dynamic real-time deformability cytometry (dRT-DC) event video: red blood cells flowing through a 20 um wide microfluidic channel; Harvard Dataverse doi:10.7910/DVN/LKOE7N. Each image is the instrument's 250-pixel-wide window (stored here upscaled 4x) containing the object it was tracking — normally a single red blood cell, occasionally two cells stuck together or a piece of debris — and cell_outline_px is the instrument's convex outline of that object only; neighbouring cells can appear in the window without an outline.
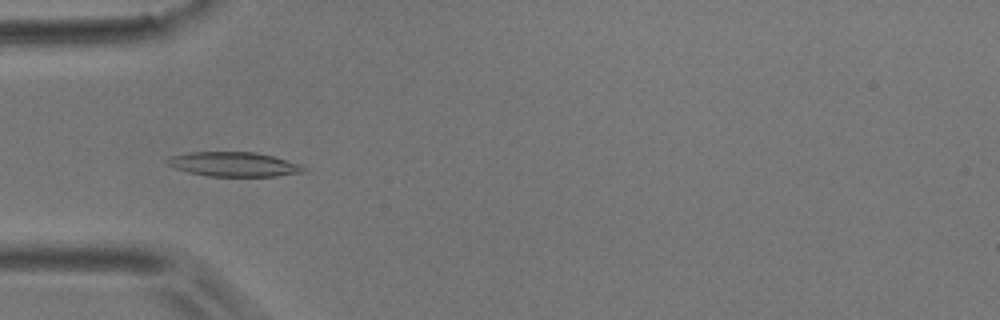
{"species": "common noctule bat (a hibernating species)", "species_latin": "Nyctalus noctula", "temperature_condition": "room temperature", "stored_images_in_passage": 50, "camera_frame_rate_fps": 3000, "um_per_image_px": 0.085, "animal": {"sex": "male", "body_mass_g": 17.9}, "frame": {"image": 1, "passage_image": 14, "time_ms": 4.333, "image_size_px": [1000, 320], "cell_outline_px": [[308, 172], [276, 176], [208, 176], [188, 172], [176, 168], [168, 164], [164, 160], [172, 156], [188, 152], [256, 152], [272, 156], [300, 164], [308, 168]], "centroid_in_image_um": [19.92, 13.97], "position_along_channel_um": 65.1, "area_um2": 19.48}}
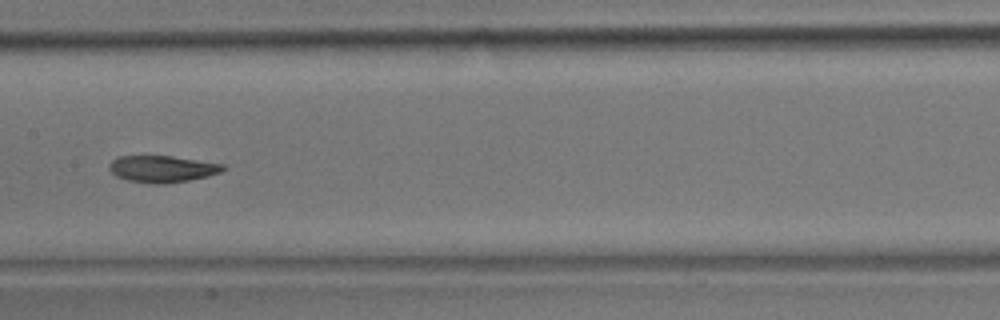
{"frame": {"image": 2, "passage_image": 24, "time_ms": 7.667, "image_size_px": [1000, 320], "cell_outline_px": [[228, 168], [220, 172], [208, 176], [188, 180], [164, 184], [152, 184], [128, 180], [116, 176], [108, 168], [108, 164], [112, 160], [120, 156], [172, 156], [224, 164]], "centroid_in_image_um": [13.8, 14.36], "position_along_channel_um": 193.6, "area_um2": 17.74}}
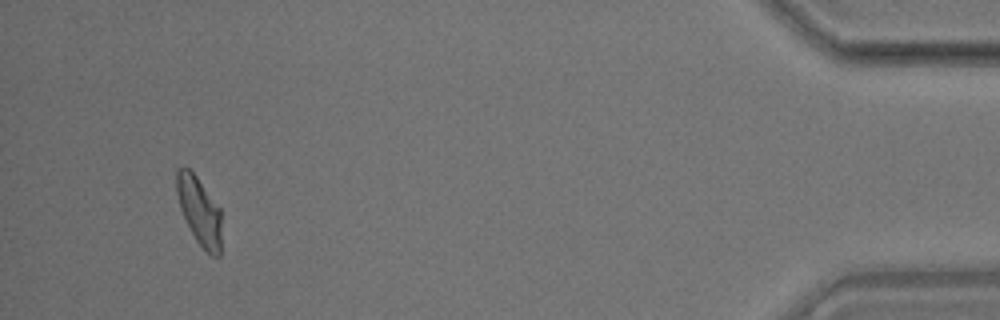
{"frame": {"image": 3, "passage_image": 47, "time_ms": 15.333, "image_size_px": [1000, 320], "cell_outline_px": [[220, 256], [212, 256], [196, 240], [180, 208], [176, 192], [176, 172], [180, 168], [188, 168], [196, 176], [220, 208]], "centroid_in_image_um": [16.93, 17.91], "position_along_channel_um": 418.3, "area_um2": 17.28}, "authors_computed_cell_mechanics": {"area_um2": 18.2937, "velocity_mm_per_s": 3.8614, "shape_relaxation_time_tau1_ms": 4.2486, "shape_relaxation_time_tau2_ms": 2.4992, "deformation_change_tau1": 0.1445, "deformation_change_tau2": 0.0741}}